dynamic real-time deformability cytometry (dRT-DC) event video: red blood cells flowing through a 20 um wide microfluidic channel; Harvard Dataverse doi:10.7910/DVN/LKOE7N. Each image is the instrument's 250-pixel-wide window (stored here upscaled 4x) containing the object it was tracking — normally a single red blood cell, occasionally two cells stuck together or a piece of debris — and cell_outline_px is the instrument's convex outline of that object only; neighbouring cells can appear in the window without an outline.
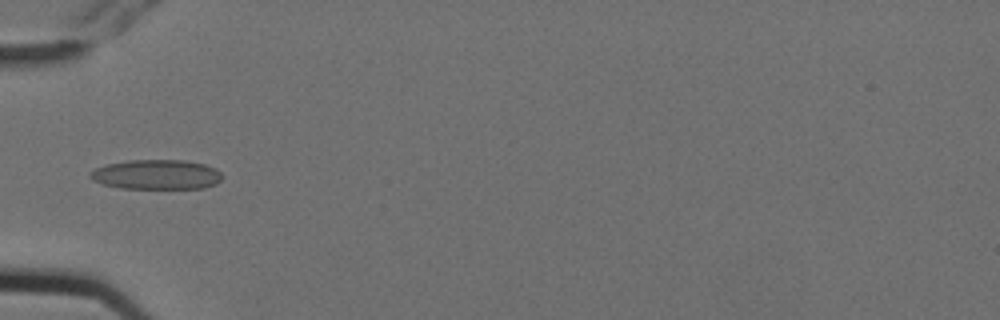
{"species": "Egyptian fruit bat (a non-hibernating species)", "species_latin": "Rousettus aegyptiacus", "temperature_condition": "cold", "stored_images_in_passage": 14, "camera_frame_rate_fps": 3000, "um_per_image_px": 0.085, "animal": {"sex": "female"}, "frame": {"image": 1, "passage_image": 4, "time_ms": 1.0, "image_size_px": [1000, 320], "cell_outline_px": [[224, 176], [216, 184], [204, 188], [120, 188], [104, 184], [92, 180], [88, 176], [88, 172], [96, 168], [108, 164], [128, 160], [184, 160], [204, 164], [216, 168]], "centroid_in_image_um": [13.31, 14.83], "position_along_channel_um": 71.7, "area_um2": 22.95}}
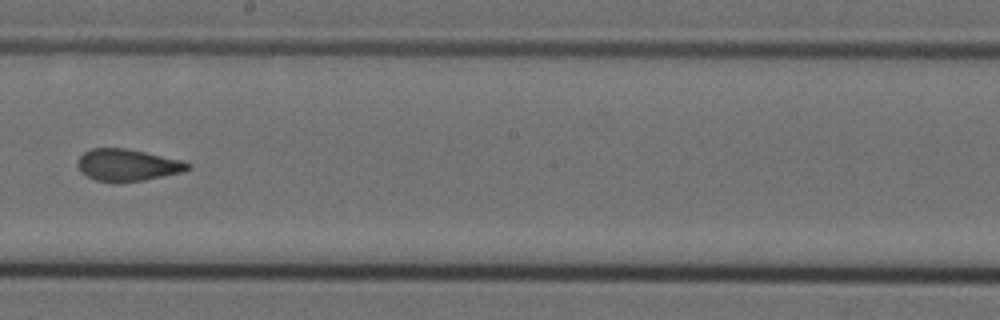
{"frame": {"image": 2, "passage_image": 8, "time_ms": 2.333, "image_size_px": [1000, 320], "cell_outline_px": [[192, 168], [180, 172], [164, 176], [144, 180], [96, 180], [80, 172], [76, 164], [76, 160], [84, 152], [92, 148], [124, 148], [144, 152], [180, 160], [192, 164]], "centroid_in_image_um": [10.81, 14.0], "position_along_channel_um": 237.4, "area_um2": 20.0}}
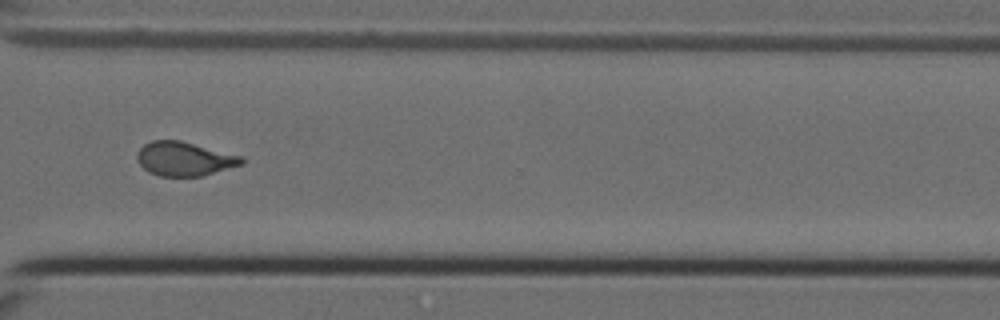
{"frame": {"image": 3, "passage_image": 11, "time_ms": 3.333, "image_size_px": [1000, 320], "cell_outline_px": [[244, 164], [204, 176], [160, 176], [148, 172], [136, 160], [136, 152], [144, 144], [152, 140], [180, 140], [240, 156], [244, 160]], "centroid_in_image_um": [15.64, 13.51], "position_along_channel_um": 355.0, "area_um2": 20.75}}